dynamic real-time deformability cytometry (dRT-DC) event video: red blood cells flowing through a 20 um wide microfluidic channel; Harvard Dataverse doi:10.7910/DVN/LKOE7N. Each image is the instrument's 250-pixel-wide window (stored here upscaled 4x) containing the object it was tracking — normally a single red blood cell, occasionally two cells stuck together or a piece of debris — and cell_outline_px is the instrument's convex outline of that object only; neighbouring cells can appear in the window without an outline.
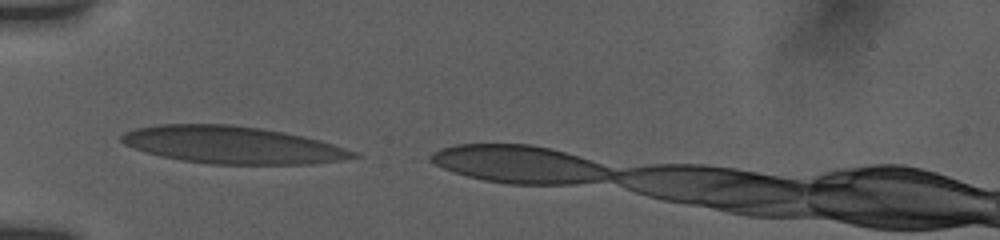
{"species": "human", "species_latin": "Homo sapiens", "temperature_condition": "room temperature", "stored_images_in_passage": 3, "camera_frame_rate_fps": 3000, "um_per_image_px": 0.085, "donor": {"sex": "female"}, "frame": {"image": 1, "passage_image": 1, "time_ms": 0.0, "image_size_px": [1000, 240], "cell_outline_px": [[360, 156], [344, 160], [312, 164], [208, 164], [180, 160], [160, 156], [132, 148], [124, 144], [120, 140], [120, 136], [124, 132], [136, 128], [160, 124], [228, 124], [260, 128], [284, 132], [304, 136], [320, 140], [356, 152]], "centroid_in_image_um": [19.73, 12.32], "position_along_channel_um": 65.3, "area_um2": 50.52}}